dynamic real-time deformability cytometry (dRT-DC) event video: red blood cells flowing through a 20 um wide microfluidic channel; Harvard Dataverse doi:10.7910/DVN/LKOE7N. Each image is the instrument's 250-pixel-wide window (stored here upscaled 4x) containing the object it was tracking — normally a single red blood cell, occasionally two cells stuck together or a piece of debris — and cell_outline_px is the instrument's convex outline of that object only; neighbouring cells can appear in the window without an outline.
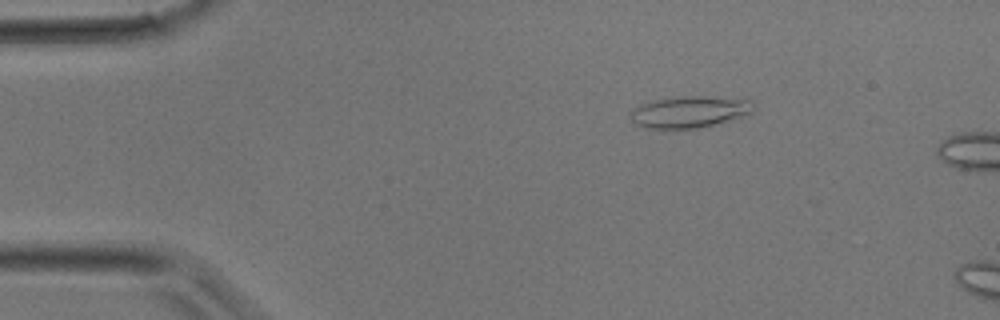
{"species": "common noctule bat (a hibernating species)", "species_latin": "Nyctalus noctula", "temperature_condition": "room temperature", "stored_images_in_passage": 4, "camera_frame_rate_fps": 3000, "um_per_image_px": 0.085, "animal": {"sex": "male", "body_mass_g": 17.9}, "frame": {"image": 1, "passage_image": 2, "time_ms": 0.333, "image_size_px": [1000, 320], "cell_outline_px": [[752, 112], [740, 116], [712, 124], [696, 128], [644, 128], [636, 124], [632, 120], [632, 108], [648, 100], [680, 96], [704, 96], [748, 100], [752, 108]], "centroid_in_image_um": [58.49, 9.49], "position_along_channel_um": 26.5, "area_um2": 22.14}}